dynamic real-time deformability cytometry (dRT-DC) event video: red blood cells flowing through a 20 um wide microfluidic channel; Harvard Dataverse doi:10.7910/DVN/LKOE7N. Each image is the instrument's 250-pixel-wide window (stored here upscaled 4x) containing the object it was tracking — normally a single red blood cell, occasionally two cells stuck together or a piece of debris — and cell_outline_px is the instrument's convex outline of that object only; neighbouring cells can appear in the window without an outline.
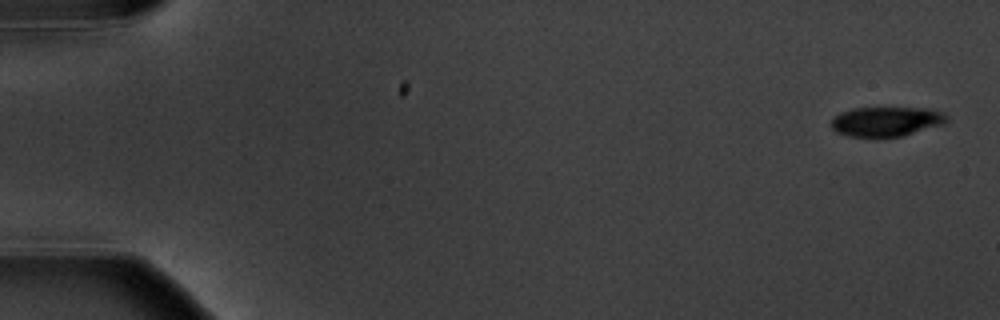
{"species": "common noctule bat (a hibernating species)", "species_latin": "Nyctalus noctula", "temperature_condition": "warm", "stored_images_in_passage": 15, "camera_frame_rate_fps": 3000, "um_per_image_px": 0.085, "animal": {"sex": "male", "body_mass_g": 20.1, "forearm_length_mm": 53.5}, "frame": {"image": 1, "passage_image": 1, "time_ms": 0.0, "image_size_px": [1000, 320], "cell_outline_px": [[948, 120], [944, 124], [904, 136], [848, 136], [836, 132], [832, 128], [832, 116], [840, 112], [852, 108], [928, 108], [944, 112], [948, 116]], "centroid_in_image_um": [75.36, 10.31], "position_along_channel_um": 9.6, "area_um2": 20.06}}
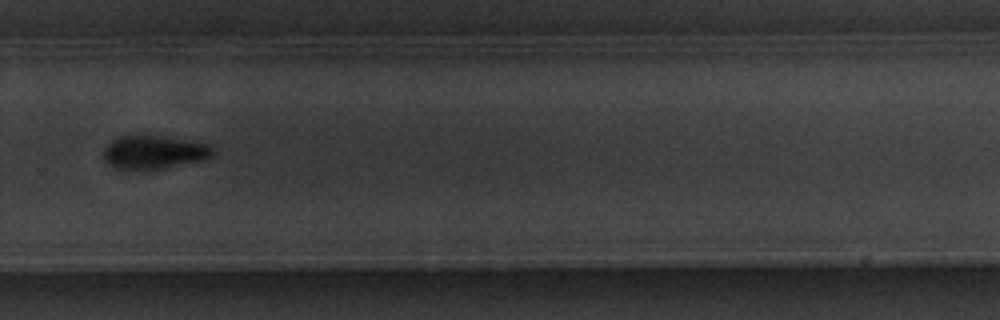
{"frame": {"image": 2, "passage_image": 11, "time_ms": 12.667, "image_size_px": [1000, 320], "cell_outline_px": [[216, 152], [212, 156], [204, 160], [148, 172], [140, 172], [116, 168], [108, 164], [104, 160], [104, 148], [112, 140], [120, 136], [164, 136], [208, 144]], "centroid_in_image_um": [13.08, 12.99], "position_along_channel_um": 316.7, "area_um2": 21.85}}
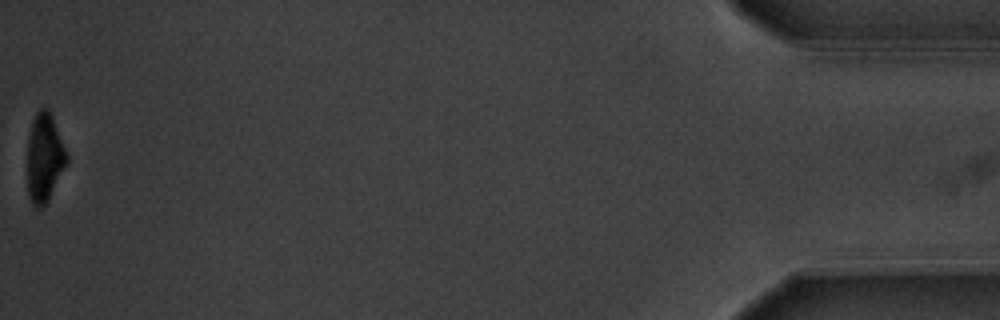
{"frame": {"image": 3, "passage_image": 15, "time_ms": 18.333, "image_size_px": [1000, 320], "cell_outline_px": [[68, 160], [48, 200], [40, 208], [32, 204], [28, 192], [28, 136], [32, 120], [36, 112], [40, 108], [48, 108], [52, 116], [68, 156]], "centroid_in_image_um": [3.77, 13.37], "position_along_channel_um": 431.4, "area_um2": 20.0}, "authors_computed_cell_mechanics": {"area_um2": 22.831, "velocity_mm_per_s": 3.6181, "shape_relaxation_time_tau1_ms": 1.7766, "shape_relaxation_time_tau2_ms": 6.3765, "deformation_change_tau1": 0.1174, "deformation_change_tau2": 0.1049}}